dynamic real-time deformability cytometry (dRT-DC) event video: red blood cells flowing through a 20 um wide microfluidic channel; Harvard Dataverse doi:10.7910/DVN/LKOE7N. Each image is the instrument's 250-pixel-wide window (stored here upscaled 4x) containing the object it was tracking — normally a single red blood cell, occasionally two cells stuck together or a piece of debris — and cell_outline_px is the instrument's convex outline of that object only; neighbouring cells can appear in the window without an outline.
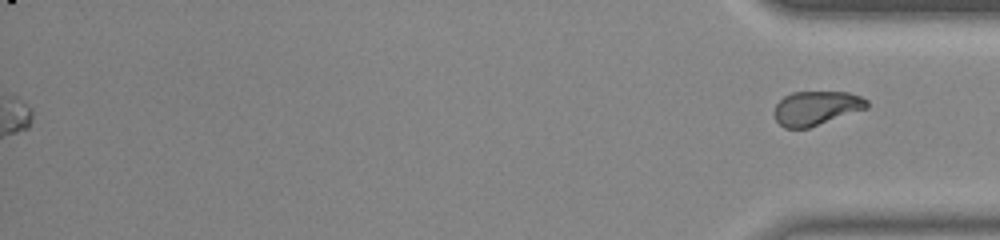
{"species": "common noctule bat (a hibernating species)", "species_latin": "Nyctalus noctula", "temperature_condition": "room temperature", "stored_images_in_passage": 55, "segment_of_instrument_passage": [2, 2], "camera_frame_rate_fps": 3000, "um_per_image_px": 0.085, "animal": {"sex": "male", "body_mass_g": 20.0, "forearm_length_mm": 53.3}, "frame": {"image": 1, "passage_image": 55, "time_ms": 18.0, "image_size_px": [1000, 240], "cell_outline_px": [[868, 108], [808, 128], [784, 128], [776, 120], [772, 112], [776, 104], [784, 96], [792, 92], [848, 92], [860, 96], [868, 100]], "centroid_in_image_um": [69.36, 9.18], "position_along_channel_um": 365.8, "area_um2": 18.5}}